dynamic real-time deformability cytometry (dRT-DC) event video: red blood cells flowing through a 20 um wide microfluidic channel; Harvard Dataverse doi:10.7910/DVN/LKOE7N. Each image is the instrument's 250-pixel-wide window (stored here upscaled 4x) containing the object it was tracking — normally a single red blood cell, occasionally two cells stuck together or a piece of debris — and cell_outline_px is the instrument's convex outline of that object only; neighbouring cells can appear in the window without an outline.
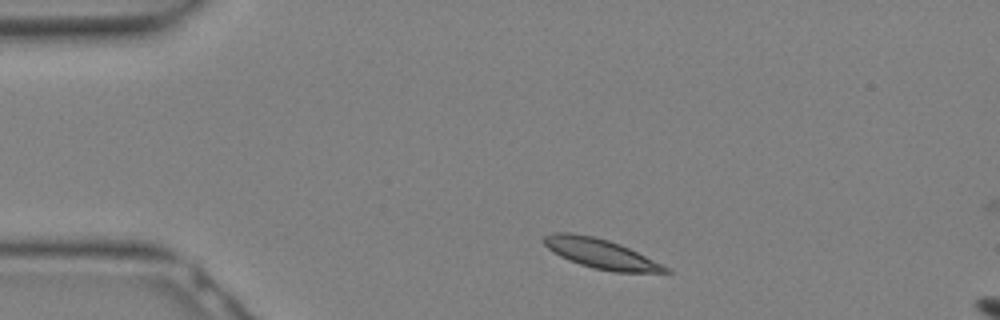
{"species": "Egyptian fruit bat (a non-hibernating species)", "species_latin": "Rousettus aegyptiacus", "temperature_condition": "warm", "stored_images_in_passage": 4, "camera_frame_rate_fps": 3000, "um_per_image_px": 0.085, "animal": {"sex": "female"}, "frame": {"image": 1, "passage_image": 1, "time_ms": 0.0, "image_size_px": [1000, 320], "cell_outline_px": [[672, 272], [612, 272], [592, 268], [568, 260], [552, 252], [540, 240], [544, 236], [552, 232], [572, 232], [592, 236], [608, 240], [620, 244], [672, 268]], "centroid_in_image_um": [51.05, 21.56], "position_along_channel_um": 34.0, "area_um2": 21.21}}